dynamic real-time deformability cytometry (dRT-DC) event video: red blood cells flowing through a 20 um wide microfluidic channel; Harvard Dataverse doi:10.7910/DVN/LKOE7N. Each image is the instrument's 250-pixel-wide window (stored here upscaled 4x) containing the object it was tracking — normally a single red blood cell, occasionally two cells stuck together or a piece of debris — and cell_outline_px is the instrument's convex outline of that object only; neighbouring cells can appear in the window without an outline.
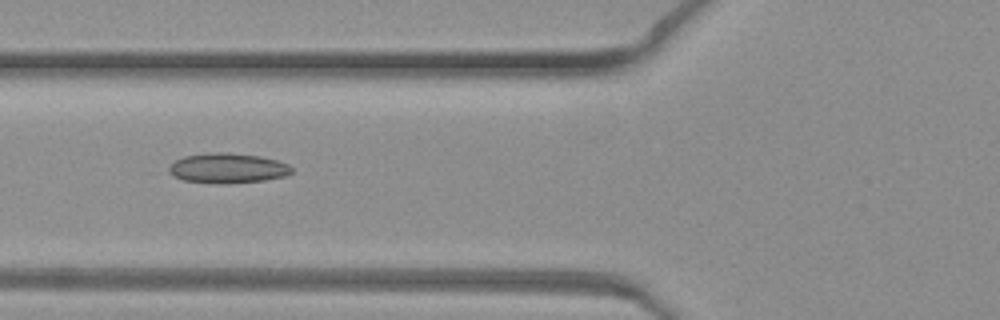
{"species": "common noctule bat (a hibernating species)", "species_latin": "Nyctalus noctula", "temperature_condition": "warm", "stored_images_in_passage": 34, "camera_frame_rate_fps": 3000, "um_per_image_px": 0.085, "animal": {"sex": "female", "body_mass_g": 19.3, "forearm_length_mm": 54.1}, "frame": {"image": 1, "passage_image": 4, "time_ms": 1.0, "image_size_px": [1000, 320], "cell_outline_px": [[292, 172], [284, 176], [264, 180], [224, 184], [220, 184], [184, 180], [172, 176], [164, 172], [176, 160], [184, 156], [216, 152], [228, 152], [260, 156], [276, 160], [288, 164], [292, 168]], "centroid_in_image_um": [19.31, 14.3], "position_along_channel_um": 106.5, "area_um2": 21.5}}
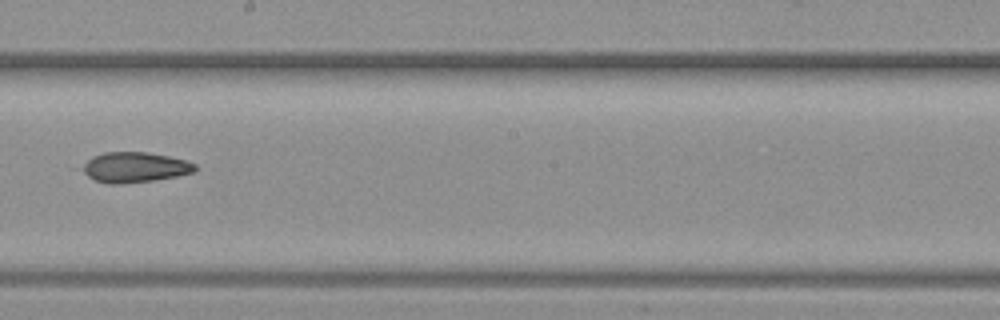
{"frame": {"image": 2, "passage_image": 13, "time_ms": 4.0, "image_size_px": [1000, 320], "cell_outline_px": [[196, 172], [176, 176], [152, 180], [116, 184], [108, 184], [96, 180], [88, 176], [84, 172], [84, 164], [92, 156], [104, 152], [148, 152], [168, 156], [184, 160], [196, 164]], "centroid_in_image_um": [11.48, 14.21], "position_along_channel_um": 236.7, "area_um2": 19.59}}
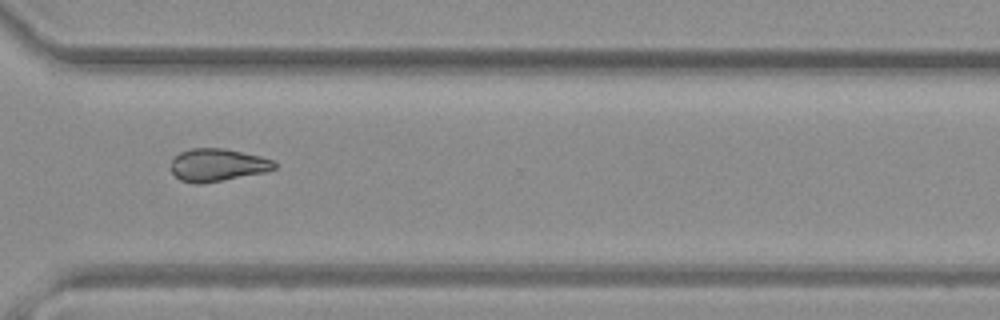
{"frame": {"image": 3, "passage_image": 21, "time_ms": 6.667, "image_size_px": [1000, 320], "cell_outline_px": [[276, 168], [264, 172], [200, 184], [196, 184], [180, 180], [172, 172], [172, 160], [180, 152], [192, 148], [224, 148], [260, 156], [272, 160], [276, 164]], "centroid_in_image_um": [18.48, 14.02], "position_along_channel_um": 352.1, "area_um2": 19.42}}